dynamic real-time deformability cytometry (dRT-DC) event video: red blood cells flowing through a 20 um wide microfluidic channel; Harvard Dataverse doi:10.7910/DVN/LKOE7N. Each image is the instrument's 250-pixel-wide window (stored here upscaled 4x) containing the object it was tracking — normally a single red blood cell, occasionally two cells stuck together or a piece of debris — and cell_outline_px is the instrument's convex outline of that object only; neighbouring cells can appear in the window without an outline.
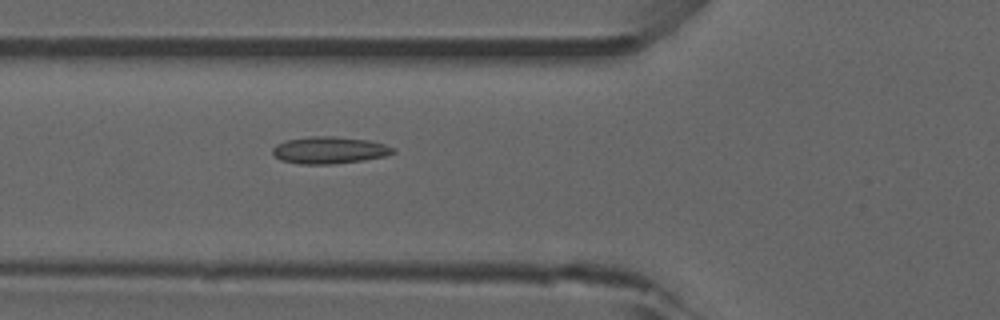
{"species": "common noctule bat (a hibernating species)", "species_latin": "Nyctalus noctula", "temperature_condition": "room temperature", "stored_images_in_passage": 49, "camera_frame_rate_fps": 3000, "um_per_image_px": 0.085, "animal": {"sex": "male", "forearm_length_mm": 52.5}, "frame": {"image": 1, "passage_image": 15, "time_ms": 4.667, "image_size_px": [1000, 320], "cell_outline_px": [[396, 152], [388, 156], [364, 160], [332, 164], [300, 164], [280, 160], [272, 152], [272, 148], [276, 144], [284, 140], [308, 136], [332, 136], [368, 140], [384, 144], [396, 148]], "centroid_in_image_um": [28.01, 12.76], "position_along_channel_um": 97.8, "area_um2": 19.19}, "authors_computed_cell_mechanics": {"area_um2": 17.34, "velocity_mm_per_s": 3.8635, "shape_relaxation_time_tau1_ms": null, "shape_relaxation_time_tau2_ms": 2.3471, "deformation_change_tau1": null, "deformation_change_tau2": 0.0786}}